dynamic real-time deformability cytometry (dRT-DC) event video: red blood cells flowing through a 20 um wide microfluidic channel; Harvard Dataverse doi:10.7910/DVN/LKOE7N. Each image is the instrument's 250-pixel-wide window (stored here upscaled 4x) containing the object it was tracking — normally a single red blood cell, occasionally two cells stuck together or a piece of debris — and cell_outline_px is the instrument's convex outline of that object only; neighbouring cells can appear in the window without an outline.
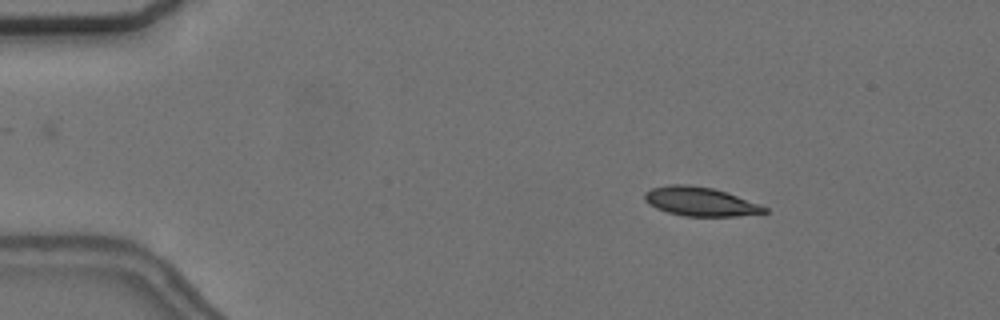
{"species": "common noctule bat (a hibernating species)", "species_latin": "Nyctalus noctula", "temperature_condition": "cold", "stored_images_in_passage": 7, "camera_frame_rate_fps": 3000, "um_per_image_px": 0.085, "animal": {"sex": "female", "body_mass_g": 24.6, "forearm_length_mm": 56.2}, "frame": {"image": 1, "passage_image": 2, "time_ms": 1.333, "image_size_px": [1000, 320], "cell_outline_px": [[768, 212], [736, 216], [684, 216], [668, 212], [656, 208], [648, 204], [644, 200], [644, 192], [652, 188], [668, 184], [688, 184], [712, 188], [760, 204], [768, 208]], "centroid_in_image_um": [59.48, 17.13], "position_along_channel_um": 25.5, "area_um2": 20.11}}